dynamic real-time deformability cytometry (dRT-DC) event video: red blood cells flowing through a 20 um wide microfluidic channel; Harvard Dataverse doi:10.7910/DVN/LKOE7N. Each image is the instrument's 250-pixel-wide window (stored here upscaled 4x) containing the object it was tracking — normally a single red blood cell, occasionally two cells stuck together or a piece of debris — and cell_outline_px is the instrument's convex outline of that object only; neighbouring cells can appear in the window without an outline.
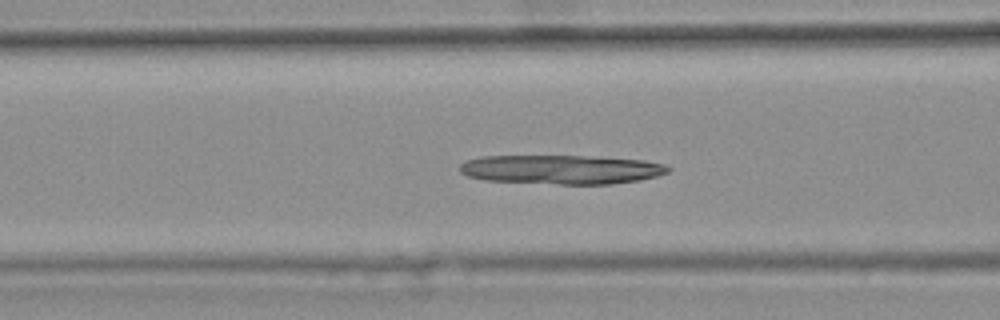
{"species": "common noctule bat (a hibernating species)", "species_latin": "Nyctalus noctula", "temperature_condition": "warm", "stored_images_in_passage": 45, "camera_frame_rate_fps": 3000, "um_per_image_px": 0.085, "animal": {"sex": "female", "body_mass_g": 25.1}, "frame": {"image": 1, "passage_image": 20, "time_ms": 6.333, "image_size_px": [1000, 320], "cell_outline_px": [[672, 168], [668, 172], [656, 176], [640, 180], [612, 184], [560, 184], [484, 180], [468, 176], [460, 172], [460, 164], [468, 160], [484, 156], [584, 156], [644, 160], [664, 164]], "centroid_in_image_um": [47.74, 14.41], "position_along_channel_um": 118.9, "area_um2": 35.26}}
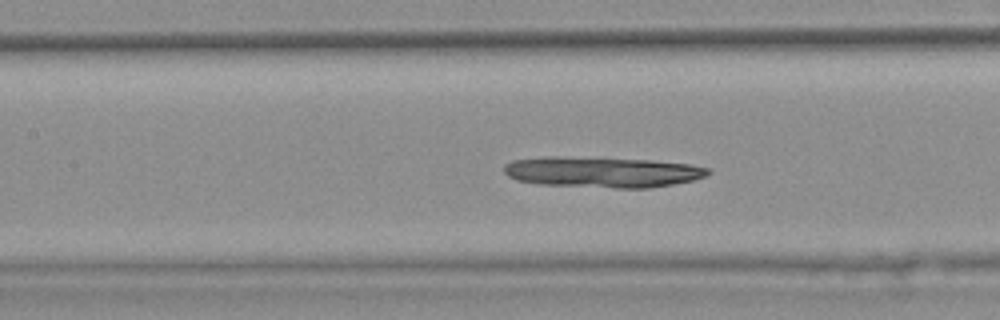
{"frame": {"image": 2, "passage_image": 23, "time_ms": 7.333, "image_size_px": [1000, 320], "cell_outline_px": [[712, 172], [704, 176], [692, 180], [672, 184], [648, 188], [616, 188], [540, 184], [516, 180], [508, 176], [504, 172], [504, 164], [512, 160], [548, 156], [560, 156], [652, 160], [688, 164], [708, 168]], "centroid_in_image_um": [51.15, 14.62], "position_along_channel_um": 156.2, "area_um2": 36.47}}
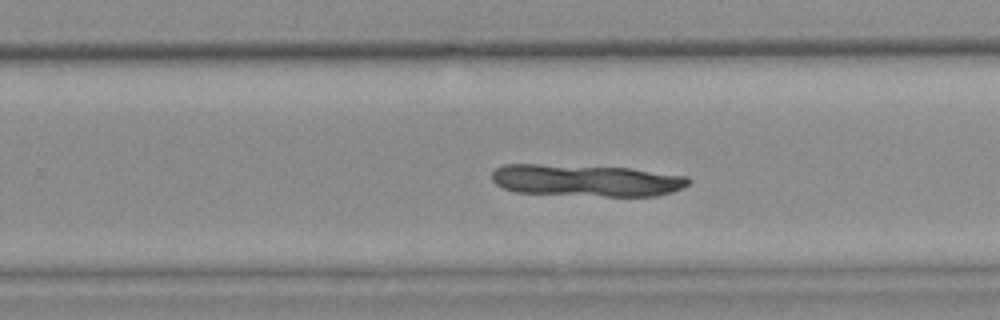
{"frame": {"image": 3, "passage_image": 33, "time_ms": 10.667, "image_size_px": [1000, 320], "cell_outline_px": [[692, 180], [688, 184], [672, 192], [656, 196], [604, 196], [516, 192], [504, 188], [496, 184], [492, 180], [492, 172], [496, 168], [504, 164], [540, 164], [632, 168], [688, 176]], "centroid_in_image_um": [49.85, 15.33], "position_along_channel_um": 280.0, "area_um2": 36.65}}